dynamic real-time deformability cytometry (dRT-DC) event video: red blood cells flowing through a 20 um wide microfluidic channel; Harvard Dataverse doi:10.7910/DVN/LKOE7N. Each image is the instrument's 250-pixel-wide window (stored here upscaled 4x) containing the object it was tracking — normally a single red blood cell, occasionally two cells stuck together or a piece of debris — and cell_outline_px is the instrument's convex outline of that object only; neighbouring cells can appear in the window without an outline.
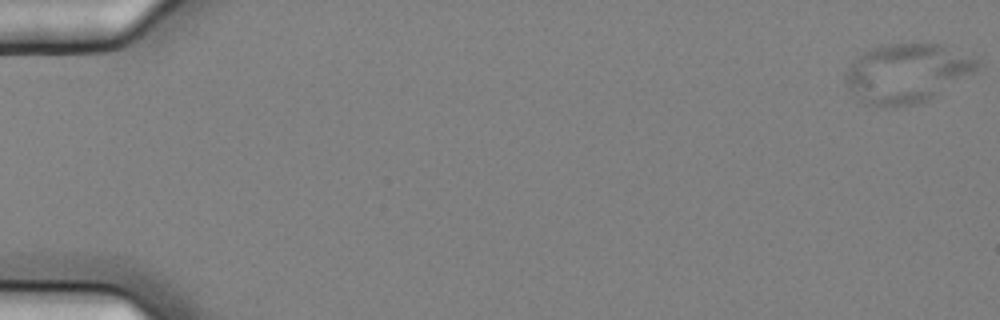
{"species": "common noctule bat (a hibernating species)", "species_latin": "Nyctalus noctula", "temperature_condition": "cold", "stored_images_in_passage": 53, "camera_frame_rate_fps": 3000, "um_per_image_px": 0.085, "animal": {"sex": "female", "body_mass_g": 25.1}, "frame": {"image": 1, "passage_image": 1, "time_ms": 0.0, "image_size_px": [1000, 320], "cell_outline_px": [[980, 60], [976, 68], [972, 72], [932, 96], [924, 100], [912, 104], [896, 108], [864, 104], [844, 84], [844, 72], [864, 52], [880, 44], [940, 44]], "centroid_in_image_um": [76.99, 6.22], "position_along_channel_um": 8.0, "area_um2": 44.39}}
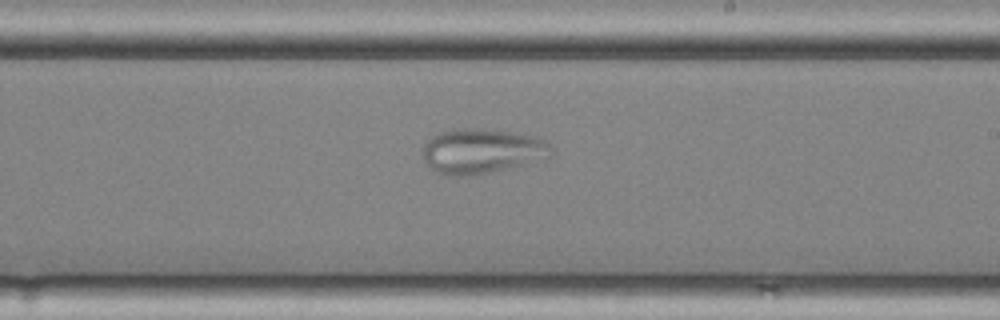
{"frame": {"image": 2, "passage_image": 35, "time_ms": 11.333, "image_size_px": [1000, 320], "cell_outline_px": [[552, 156], [524, 164], [472, 176], [448, 176], [436, 172], [424, 160], [424, 144], [432, 136], [440, 132], [452, 128], [484, 128], [512, 132], [536, 136], [548, 140], [552, 148]], "centroid_in_image_um": [40.98, 12.82], "position_along_channel_um": 248.0, "area_um2": 33.87}}
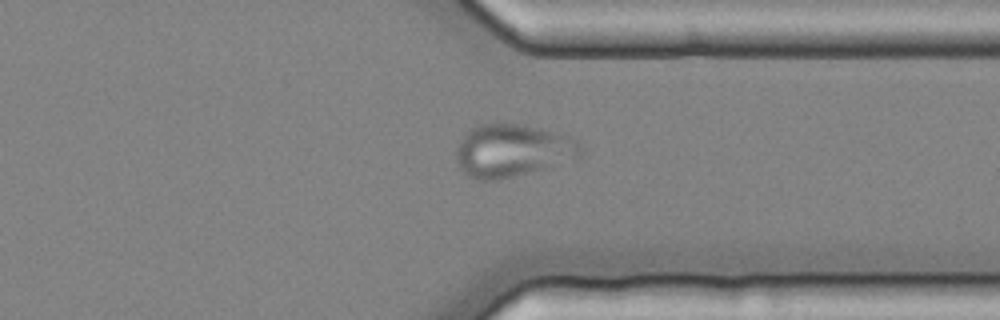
{"frame": {"image": 3, "passage_image": 45, "time_ms": 14.667, "image_size_px": [1000, 320], "cell_outline_px": [[580, 152], [576, 156], [544, 168], [496, 180], [480, 180], [464, 172], [460, 168], [456, 156], [456, 148], [464, 136], [476, 124], [520, 124], [568, 136], [576, 140], [580, 144]], "centroid_in_image_um": [43.48, 12.79], "position_along_channel_um": 367.9, "area_um2": 36.93}}